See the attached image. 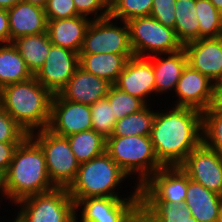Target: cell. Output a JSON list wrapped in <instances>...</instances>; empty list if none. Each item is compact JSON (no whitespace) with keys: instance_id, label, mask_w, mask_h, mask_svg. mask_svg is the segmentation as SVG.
Listing matches in <instances>:
<instances>
[{"instance_id":"5","label":"cell","mask_w":222,"mask_h":222,"mask_svg":"<svg viewBox=\"0 0 222 222\" xmlns=\"http://www.w3.org/2000/svg\"><path fill=\"white\" fill-rule=\"evenodd\" d=\"M106 152L127 175L139 172L138 187L164 167L156 157L150 135L111 136L106 140Z\"/></svg>"},{"instance_id":"35","label":"cell","mask_w":222,"mask_h":222,"mask_svg":"<svg viewBox=\"0 0 222 222\" xmlns=\"http://www.w3.org/2000/svg\"><path fill=\"white\" fill-rule=\"evenodd\" d=\"M29 134L25 131L0 104V142L22 143Z\"/></svg>"},{"instance_id":"29","label":"cell","mask_w":222,"mask_h":222,"mask_svg":"<svg viewBox=\"0 0 222 222\" xmlns=\"http://www.w3.org/2000/svg\"><path fill=\"white\" fill-rule=\"evenodd\" d=\"M155 113L149 111L147 105L138 112L127 115L117 120L112 136H145L151 134Z\"/></svg>"},{"instance_id":"34","label":"cell","mask_w":222,"mask_h":222,"mask_svg":"<svg viewBox=\"0 0 222 222\" xmlns=\"http://www.w3.org/2000/svg\"><path fill=\"white\" fill-rule=\"evenodd\" d=\"M153 0H116L110 6V16L116 20L120 18L122 22L131 19L150 16Z\"/></svg>"},{"instance_id":"18","label":"cell","mask_w":222,"mask_h":222,"mask_svg":"<svg viewBox=\"0 0 222 222\" xmlns=\"http://www.w3.org/2000/svg\"><path fill=\"white\" fill-rule=\"evenodd\" d=\"M114 85L145 102L146 95L156 92L153 63L138 56L129 58Z\"/></svg>"},{"instance_id":"21","label":"cell","mask_w":222,"mask_h":222,"mask_svg":"<svg viewBox=\"0 0 222 222\" xmlns=\"http://www.w3.org/2000/svg\"><path fill=\"white\" fill-rule=\"evenodd\" d=\"M222 196L191 180L187 175L184 205L198 222H218Z\"/></svg>"},{"instance_id":"4","label":"cell","mask_w":222,"mask_h":222,"mask_svg":"<svg viewBox=\"0 0 222 222\" xmlns=\"http://www.w3.org/2000/svg\"><path fill=\"white\" fill-rule=\"evenodd\" d=\"M128 175L105 151L81 163L75 180L67 188L73 200L118 197L113 189Z\"/></svg>"},{"instance_id":"27","label":"cell","mask_w":222,"mask_h":222,"mask_svg":"<svg viewBox=\"0 0 222 222\" xmlns=\"http://www.w3.org/2000/svg\"><path fill=\"white\" fill-rule=\"evenodd\" d=\"M195 5L196 0H176L174 30L182 45L199 39V20Z\"/></svg>"},{"instance_id":"45","label":"cell","mask_w":222,"mask_h":222,"mask_svg":"<svg viewBox=\"0 0 222 222\" xmlns=\"http://www.w3.org/2000/svg\"><path fill=\"white\" fill-rule=\"evenodd\" d=\"M218 222H222V199L219 205V216H218Z\"/></svg>"},{"instance_id":"26","label":"cell","mask_w":222,"mask_h":222,"mask_svg":"<svg viewBox=\"0 0 222 222\" xmlns=\"http://www.w3.org/2000/svg\"><path fill=\"white\" fill-rule=\"evenodd\" d=\"M140 222H198L190 210L179 203H140Z\"/></svg>"},{"instance_id":"31","label":"cell","mask_w":222,"mask_h":222,"mask_svg":"<svg viewBox=\"0 0 222 222\" xmlns=\"http://www.w3.org/2000/svg\"><path fill=\"white\" fill-rule=\"evenodd\" d=\"M202 132V143L222 156V112L203 111Z\"/></svg>"},{"instance_id":"10","label":"cell","mask_w":222,"mask_h":222,"mask_svg":"<svg viewBox=\"0 0 222 222\" xmlns=\"http://www.w3.org/2000/svg\"><path fill=\"white\" fill-rule=\"evenodd\" d=\"M129 199L95 197L74 200L75 209L84 204L81 222H140V191Z\"/></svg>"},{"instance_id":"12","label":"cell","mask_w":222,"mask_h":222,"mask_svg":"<svg viewBox=\"0 0 222 222\" xmlns=\"http://www.w3.org/2000/svg\"><path fill=\"white\" fill-rule=\"evenodd\" d=\"M180 168L206 189L222 196V156L201 143L186 157Z\"/></svg>"},{"instance_id":"22","label":"cell","mask_w":222,"mask_h":222,"mask_svg":"<svg viewBox=\"0 0 222 222\" xmlns=\"http://www.w3.org/2000/svg\"><path fill=\"white\" fill-rule=\"evenodd\" d=\"M114 53L79 54V66L114 85L129 58Z\"/></svg>"},{"instance_id":"38","label":"cell","mask_w":222,"mask_h":222,"mask_svg":"<svg viewBox=\"0 0 222 222\" xmlns=\"http://www.w3.org/2000/svg\"><path fill=\"white\" fill-rule=\"evenodd\" d=\"M76 12L81 16H87L101 9H110L105 0H73Z\"/></svg>"},{"instance_id":"16","label":"cell","mask_w":222,"mask_h":222,"mask_svg":"<svg viewBox=\"0 0 222 222\" xmlns=\"http://www.w3.org/2000/svg\"><path fill=\"white\" fill-rule=\"evenodd\" d=\"M189 64L178 80L176 93L179 101L176 107H189L201 112L207 110L212 102L214 83Z\"/></svg>"},{"instance_id":"13","label":"cell","mask_w":222,"mask_h":222,"mask_svg":"<svg viewBox=\"0 0 222 222\" xmlns=\"http://www.w3.org/2000/svg\"><path fill=\"white\" fill-rule=\"evenodd\" d=\"M47 129L62 137L92 129L90 105L67 101L54 94Z\"/></svg>"},{"instance_id":"25","label":"cell","mask_w":222,"mask_h":222,"mask_svg":"<svg viewBox=\"0 0 222 222\" xmlns=\"http://www.w3.org/2000/svg\"><path fill=\"white\" fill-rule=\"evenodd\" d=\"M31 77H33L32 73L13 44L0 46V89L10 84L26 81Z\"/></svg>"},{"instance_id":"2","label":"cell","mask_w":222,"mask_h":222,"mask_svg":"<svg viewBox=\"0 0 222 222\" xmlns=\"http://www.w3.org/2000/svg\"><path fill=\"white\" fill-rule=\"evenodd\" d=\"M3 177V194L15 203L56 187L48 176L43 150L30 136L16 148Z\"/></svg>"},{"instance_id":"32","label":"cell","mask_w":222,"mask_h":222,"mask_svg":"<svg viewBox=\"0 0 222 222\" xmlns=\"http://www.w3.org/2000/svg\"><path fill=\"white\" fill-rule=\"evenodd\" d=\"M106 98L111 104L116 121L127 115L138 112L147 105L143 100L127 94L115 85H111Z\"/></svg>"},{"instance_id":"8","label":"cell","mask_w":222,"mask_h":222,"mask_svg":"<svg viewBox=\"0 0 222 222\" xmlns=\"http://www.w3.org/2000/svg\"><path fill=\"white\" fill-rule=\"evenodd\" d=\"M95 18L86 29L79 54L114 53L134 56L127 22H123V28L114 26L111 22L113 18L110 16V9H105Z\"/></svg>"},{"instance_id":"39","label":"cell","mask_w":222,"mask_h":222,"mask_svg":"<svg viewBox=\"0 0 222 222\" xmlns=\"http://www.w3.org/2000/svg\"><path fill=\"white\" fill-rule=\"evenodd\" d=\"M19 144L21 143L0 142V174L3 176L7 173L15 150Z\"/></svg>"},{"instance_id":"40","label":"cell","mask_w":222,"mask_h":222,"mask_svg":"<svg viewBox=\"0 0 222 222\" xmlns=\"http://www.w3.org/2000/svg\"><path fill=\"white\" fill-rule=\"evenodd\" d=\"M0 43H10L9 20L6 9L0 8Z\"/></svg>"},{"instance_id":"47","label":"cell","mask_w":222,"mask_h":222,"mask_svg":"<svg viewBox=\"0 0 222 222\" xmlns=\"http://www.w3.org/2000/svg\"><path fill=\"white\" fill-rule=\"evenodd\" d=\"M106 3L111 6L116 0H105Z\"/></svg>"},{"instance_id":"36","label":"cell","mask_w":222,"mask_h":222,"mask_svg":"<svg viewBox=\"0 0 222 222\" xmlns=\"http://www.w3.org/2000/svg\"><path fill=\"white\" fill-rule=\"evenodd\" d=\"M44 11L47 20L65 19L79 15L73 0H47Z\"/></svg>"},{"instance_id":"42","label":"cell","mask_w":222,"mask_h":222,"mask_svg":"<svg viewBox=\"0 0 222 222\" xmlns=\"http://www.w3.org/2000/svg\"><path fill=\"white\" fill-rule=\"evenodd\" d=\"M19 2L22 0H0V8L8 10Z\"/></svg>"},{"instance_id":"19","label":"cell","mask_w":222,"mask_h":222,"mask_svg":"<svg viewBox=\"0 0 222 222\" xmlns=\"http://www.w3.org/2000/svg\"><path fill=\"white\" fill-rule=\"evenodd\" d=\"M10 43L17 37L47 32V18L44 8L19 2L7 10Z\"/></svg>"},{"instance_id":"23","label":"cell","mask_w":222,"mask_h":222,"mask_svg":"<svg viewBox=\"0 0 222 222\" xmlns=\"http://www.w3.org/2000/svg\"><path fill=\"white\" fill-rule=\"evenodd\" d=\"M11 43L20 53L33 76L43 67L52 44L47 32L20 36Z\"/></svg>"},{"instance_id":"43","label":"cell","mask_w":222,"mask_h":222,"mask_svg":"<svg viewBox=\"0 0 222 222\" xmlns=\"http://www.w3.org/2000/svg\"><path fill=\"white\" fill-rule=\"evenodd\" d=\"M22 2L30 3L32 5H36L41 8H45V6L47 4V0H22Z\"/></svg>"},{"instance_id":"46","label":"cell","mask_w":222,"mask_h":222,"mask_svg":"<svg viewBox=\"0 0 222 222\" xmlns=\"http://www.w3.org/2000/svg\"><path fill=\"white\" fill-rule=\"evenodd\" d=\"M3 189L4 188V177L2 174H0V189Z\"/></svg>"},{"instance_id":"3","label":"cell","mask_w":222,"mask_h":222,"mask_svg":"<svg viewBox=\"0 0 222 222\" xmlns=\"http://www.w3.org/2000/svg\"><path fill=\"white\" fill-rule=\"evenodd\" d=\"M53 96L54 94L33 76L0 89V104L30 134L36 128H48Z\"/></svg>"},{"instance_id":"48","label":"cell","mask_w":222,"mask_h":222,"mask_svg":"<svg viewBox=\"0 0 222 222\" xmlns=\"http://www.w3.org/2000/svg\"><path fill=\"white\" fill-rule=\"evenodd\" d=\"M14 222H19V221H18V217H16V219L14 220Z\"/></svg>"},{"instance_id":"6","label":"cell","mask_w":222,"mask_h":222,"mask_svg":"<svg viewBox=\"0 0 222 222\" xmlns=\"http://www.w3.org/2000/svg\"><path fill=\"white\" fill-rule=\"evenodd\" d=\"M16 204L23 205L17 216L19 222H77L75 202L65 187L26 197Z\"/></svg>"},{"instance_id":"9","label":"cell","mask_w":222,"mask_h":222,"mask_svg":"<svg viewBox=\"0 0 222 222\" xmlns=\"http://www.w3.org/2000/svg\"><path fill=\"white\" fill-rule=\"evenodd\" d=\"M127 24L134 56H144L145 50L157 55L176 52L183 48L175 30L164 26L151 16L134 18Z\"/></svg>"},{"instance_id":"11","label":"cell","mask_w":222,"mask_h":222,"mask_svg":"<svg viewBox=\"0 0 222 222\" xmlns=\"http://www.w3.org/2000/svg\"><path fill=\"white\" fill-rule=\"evenodd\" d=\"M140 203L184 204L187 192V174L180 168L162 167L139 187Z\"/></svg>"},{"instance_id":"17","label":"cell","mask_w":222,"mask_h":222,"mask_svg":"<svg viewBox=\"0 0 222 222\" xmlns=\"http://www.w3.org/2000/svg\"><path fill=\"white\" fill-rule=\"evenodd\" d=\"M111 85L107 80L78 66L58 94L67 101L92 105L107 96Z\"/></svg>"},{"instance_id":"30","label":"cell","mask_w":222,"mask_h":222,"mask_svg":"<svg viewBox=\"0 0 222 222\" xmlns=\"http://www.w3.org/2000/svg\"><path fill=\"white\" fill-rule=\"evenodd\" d=\"M199 39L222 36V13L209 0H196Z\"/></svg>"},{"instance_id":"33","label":"cell","mask_w":222,"mask_h":222,"mask_svg":"<svg viewBox=\"0 0 222 222\" xmlns=\"http://www.w3.org/2000/svg\"><path fill=\"white\" fill-rule=\"evenodd\" d=\"M92 129L99 133L104 139L112 136L116 117L108 99L105 97L90 105Z\"/></svg>"},{"instance_id":"14","label":"cell","mask_w":222,"mask_h":222,"mask_svg":"<svg viewBox=\"0 0 222 222\" xmlns=\"http://www.w3.org/2000/svg\"><path fill=\"white\" fill-rule=\"evenodd\" d=\"M78 66L77 52L51 44L44 65L35 77L45 88L56 94L69 82Z\"/></svg>"},{"instance_id":"1","label":"cell","mask_w":222,"mask_h":222,"mask_svg":"<svg viewBox=\"0 0 222 222\" xmlns=\"http://www.w3.org/2000/svg\"><path fill=\"white\" fill-rule=\"evenodd\" d=\"M202 112L176 107L169 113L155 114L151 141L158 161L164 167L180 166L187 155L202 143Z\"/></svg>"},{"instance_id":"44","label":"cell","mask_w":222,"mask_h":222,"mask_svg":"<svg viewBox=\"0 0 222 222\" xmlns=\"http://www.w3.org/2000/svg\"><path fill=\"white\" fill-rule=\"evenodd\" d=\"M214 7L222 13V0H209Z\"/></svg>"},{"instance_id":"15","label":"cell","mask_w":222,"mask_h":222,"mask_svg":"<svg viewBox=\"0 0 222 222\" xmlns=\"http://www.w3.org/2000/svg\"><path fill=\"white\" fill-rule=\"evenodd\" d=\"M183 48L192 68L214 83L222 80V36L193 40Z\"/></svg>"},{"instance_id":"7","label":"cell","mask_w":222,"mask_h":222,"mask_svg":"<svg viewBox=\"0 0 222 222\" xmlns=\"http://www.w3.org/2000/svg\"><path fill=\"white\" fill-rule=\"evenodd\" d=\"M35 138L29 136L41 147L45 155L46 168L51 182L56 187L68 188L75 180L80 163L73 154L68 139L50 130L42 129Z\"/></svg>"},{"instance_id":"37","label":"cell","mask_w":222,"mask_h":222,"mask_svg":"<svg viewBox=\"0 0 222 222\" xmlns=\"http://www.w3.org/2000/svg\"><path fill=\"white\" fill-rule=\"evenodd\" d=\"M176 0H153L151 17L166 27L174 29Z\"/></svg>"},{"instance_id":"28","label":"cell","mask_w":222,"mask_h":222,"mask_svg":"<svg viewBox=\"0 0 222 222\" xmlns=\"http://www.w3.org/2000/svg\"><path fill=\"white\" fill-rule=\"evenodd\" d=\"M66 138L80 164L92 160L106 151V139L93 129L72 134Z\"/></svg>"},{"instance_id":"20","label":"cell","mask_w":222,"mask_h":222,"mask_svg":"<svg viewBox=\"0 0 222 222\" xmlns=\"http://www.w3.org/2000/svg\"><path fill=\"white\" fill-rule=\"evenodd\" d=\"M90 22L88 18L86 19L85 16L81 15L65 19L47 20V33L50 42L79 54Z\"/></svg>"},{"instance_id":"24","label":"cell","mask_w":222,"mask_h":222,"mask_svg":"<svg viewBox=\"0 0 222 222\" xmlns=\"http://www.w3.org/2000/svg\"><path fill=\"white\" fill-rule=\"evenodd\" d=\"M187 64L188 60L184 48L168 53V58L164 60L157 59L153 62L156 92L176 89L178 80Z\"/></svg>"},{"instance_id":"41","label":"cell","mask_w":222,"mask_h":222,"mask_svg":"<svg viewBox=\"0 0 222 222\" xmlns=\"http://www.w3.org/2000/svg\"><path fill=\"white\" fill-rule=\"evenodd\" d=\"M207 110L222 112V80L214 83L212 102Z\"/></svg>"}]
</instances>
